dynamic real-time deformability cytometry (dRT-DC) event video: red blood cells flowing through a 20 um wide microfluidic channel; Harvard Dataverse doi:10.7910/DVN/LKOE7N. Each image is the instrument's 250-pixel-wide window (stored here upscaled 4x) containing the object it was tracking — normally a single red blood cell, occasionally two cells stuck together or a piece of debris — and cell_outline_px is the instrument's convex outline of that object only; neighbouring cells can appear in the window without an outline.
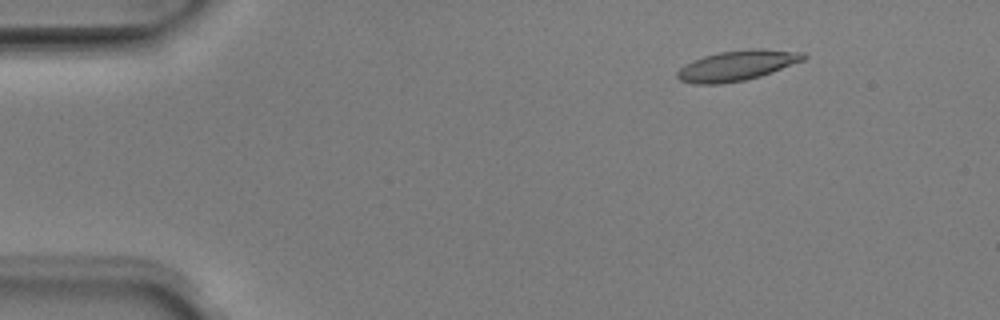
{"species": "Egyptian fruit bat (a non-hibernating species)", "species_latin": "Rousettus aegyptiacus", "temperature_condition": "room temperature", "stored_images_in_passage": 3, "camera_frame_rate_fps": 3000, "um_per_image_px": 0.085, "animal": {"sex": "male"}, "frame": {"image": 1, "passage_image": 3, "time_ms": 0.667, "image_size_px": [1000, 320], "cell_outline_px": [[784, 64], [776, 68], [752, 76], [732, 80], [696, 80], [740, 52], [776, 52]], "centroid_in_image_um": [63.27, 5.62], "position_along_channel_um": 21.7, "area_um2": 10.52}}